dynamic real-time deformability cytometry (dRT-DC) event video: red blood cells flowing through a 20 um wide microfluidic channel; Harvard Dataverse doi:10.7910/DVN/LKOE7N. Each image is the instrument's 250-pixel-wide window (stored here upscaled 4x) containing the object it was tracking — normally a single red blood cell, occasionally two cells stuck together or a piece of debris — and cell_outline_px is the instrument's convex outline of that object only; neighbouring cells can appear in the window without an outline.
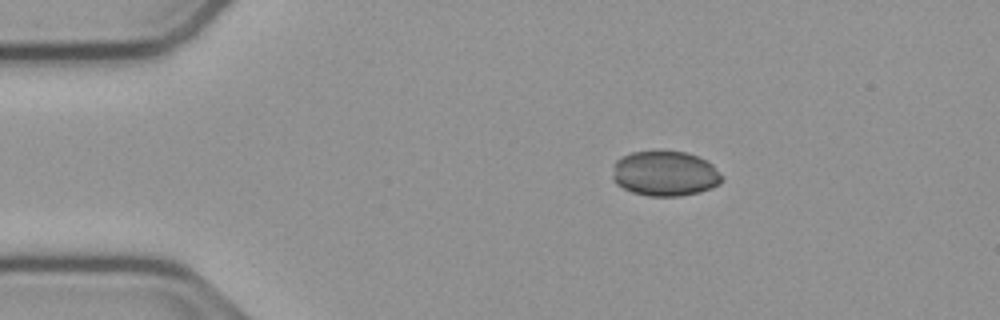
{"species": "common noctule bat (a hibernating species)", "species_latin": "Nyctalus noctula", "temperature_condition": "cold", "stored_images_in_passage": 46, "camera_frame_rate_fps": 3000, "um_per_image_px": 0.085, "animal": {"sex": "male", "body_mass_g": 23.1, "forearm_length_mm": 52.7}, "frame": {"image": 1, "passage_image": 1, "time_ms": 0.0, "image_size_px": [1000, 320], "cell_outline_px": [[720, 184], [712, 188], [700, 192], [680, 196], [648, 196], [632, 192], [616, 184], [612, 176], [616, 160], [632, 152], [652, 148], [664, 148], [684, 152], [708, 160], [712, 164], [720, 176]], "centroid_in_image_um": [56.5, 14.71], "position_along_channel_um": 28.5, "area_um2": 29.3}}
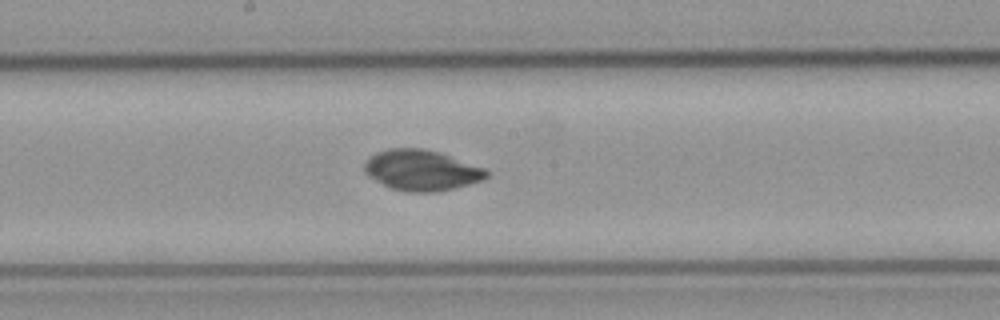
{"frame": {"image": 2, "passage_image": 20, "time_ms": 6.333, "image_size_px": [1000, 320], "cell_outline_px": [[488, 176], [484, 180], [436, 192], [408, 192], [392, 188], [368, 176], [364, 172], [364, 164], [368, 156], [376, 152], [388, 148], [420, 148], [436, 152], [484, 168], [488, 172]], "centroid_in_image_um": [35.78, 14.47], "position_along_channel_um": 212.4, "area_um2": 28.55}}
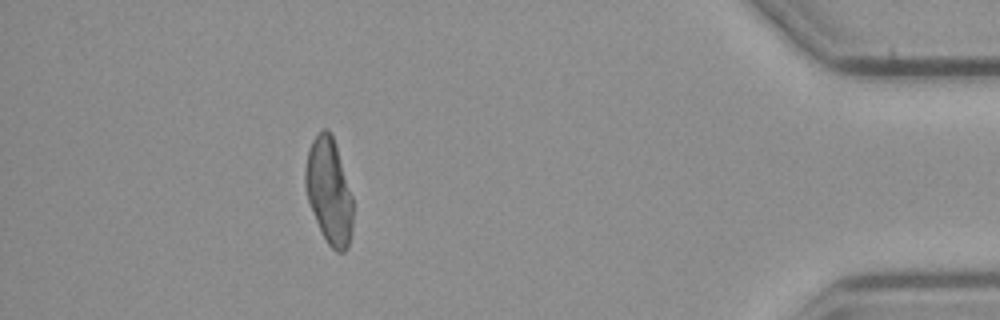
{"frame": {"image": 3, "passage_image": 40, "time_ms": 13.0, "image_size_px": [1000, 320], "cell_outline_px": [[352, 232], [348, 248], [344, 252], [336, 252], [328, 244], [316, 220], [308, 200], [304, 184], [304, 168], [308, 148], [312, 140], [324, 128], [328, 128], [332, 136], [352, 196]], "centroid_in_image_um": [27.95, 16.26], "position_along_channel_um": 407.3, "area_um2": 29.02}}